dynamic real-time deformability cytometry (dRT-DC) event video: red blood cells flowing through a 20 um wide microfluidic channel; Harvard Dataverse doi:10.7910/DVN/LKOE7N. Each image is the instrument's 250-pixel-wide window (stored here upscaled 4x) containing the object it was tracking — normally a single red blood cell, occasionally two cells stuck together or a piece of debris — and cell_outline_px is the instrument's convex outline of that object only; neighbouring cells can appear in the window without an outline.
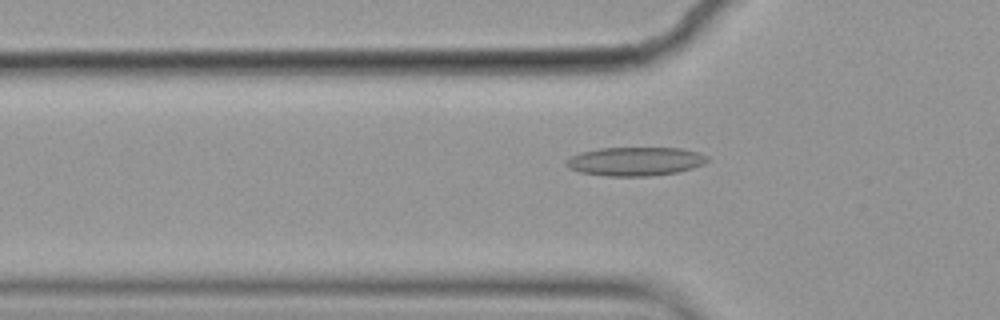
{"species": "common noctule bat (a hibernating species)", "species_latin": "Nyctalus noctula", "temperature_condition": "cold", "stored_images_in_passage": 56, "camera_frame_rate_fps": 3000, "um_per_image_px": 0.085, "animal": {"sex": "female", "body_mass_g": 19.9}, "frame": {"image": 1, "passage_image": 18, "time_ms": 5.667, "image_size_px": [1000, 320], "cell_outline_px": [[708, 160], [704, 164], [692, 168], [676, 172], [648, 176], [604, 176], [580, 172], [568, 168], [564, 164], [564, 160], [580, 152], [600, 148], [680, 148], [696, 152], [708, 156]], "centroid_in_image_um": [53.95, 13.72], "position_along_channel_um": 71.9, "area_um2": 23.64}}
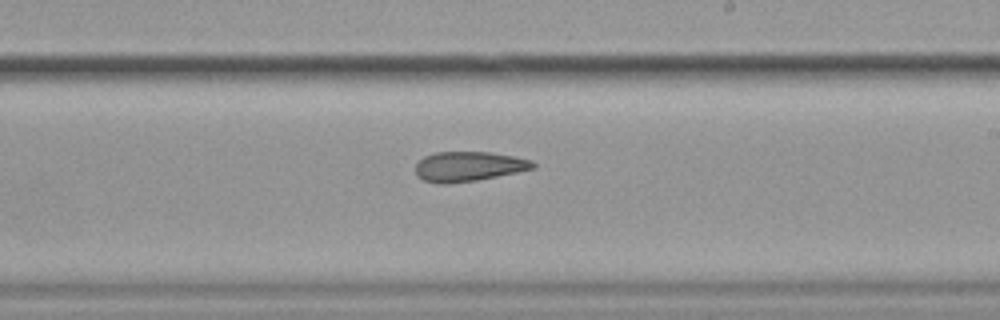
{"frame": {"image": 2, "passage_image": 33, "time_ms": 10.667, "image_size_px": [1000, 320], "cell_outline_px": [[536, 168], [476, 180], [448, 184], [440, 184], [424, 180], [416, 176], [416, 164], [424, 156], [436, 152], [492, 152], [516, 156], [532, 160], [536, 164]], "centroid_in_image_um": [39.84, 14.14], "position_along_channel_um": 249.2, "area_um2": 20.46}}
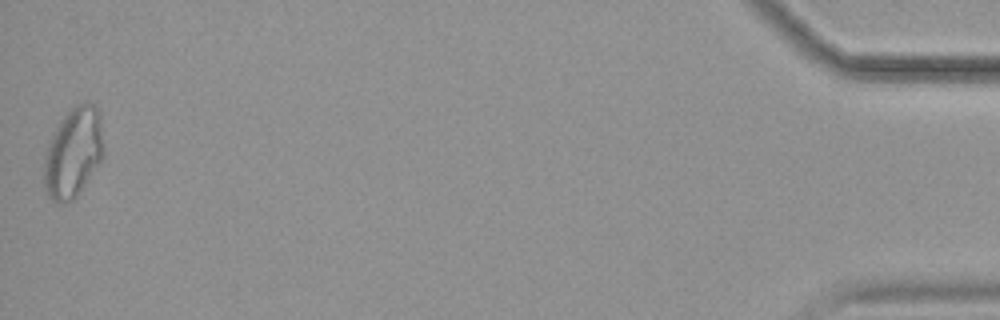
{"frame": {"image": 3, "passage_image": 56, "time_ms": 18.333, "image_size_px": [1000, 320], "cell_outline_px": [[104, 156], [76, 196], [72, 200], [60, 204], [56, 204], [48, 196], [44, 188], [44, 156], [48, 140], [60, 120], [76, 104], [88, 100], [92, 100], [96, 104], [100, 112], [104, 144]], "centroid_in_image_um": [6.23, 12.92], "position_along_channel_um": 429.0, "area_um2": 31.85}, "authors_computed_cell_mechanics": {"area_um2": 22.9177, "velocity_mm_per_s": 3.5447, "shape_relaxation_time_tau1_ms": null, "shape_relaxation_time_tau2_ms": 6.6713, "deformation_change_tau1": null, "deformation_change_tau2": 0.1566}}